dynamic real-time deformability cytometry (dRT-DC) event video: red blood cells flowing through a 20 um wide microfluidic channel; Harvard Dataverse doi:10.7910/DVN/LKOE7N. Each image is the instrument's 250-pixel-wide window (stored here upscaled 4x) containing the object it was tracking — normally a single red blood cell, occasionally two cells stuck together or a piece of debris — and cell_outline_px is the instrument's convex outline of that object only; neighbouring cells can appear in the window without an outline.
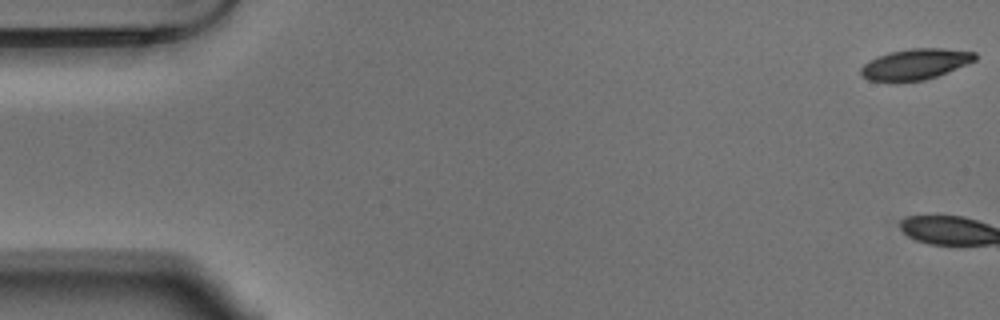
{"species": "Egyptian fruit bat (a non-hibernating species)", "species_latin": "Rousettus aegyptiacus", "temperature_condition": "warm", "stored_images_in_passage": 3, "camera_frame_rate_fps": 3000, "um_per_image_px": 0.085, "animal": {"sex": "male"}, "frame": {"image": 1, "passage_image": 1, "time_ms": 0.0, "image_size_px": [1000, 320], "cell_outline_px": [[976, 60], [936, 76], [924, 80], [892, 84], [868, 80], [860, 76], [860, 68], [864, 64], [888, 52], [912, 48], [940, 48], [976, 52]], "centroid_in_image_um": [77.73, 5.49], "position_along_channel_um": 7.3, "area_um2": 20.75}}